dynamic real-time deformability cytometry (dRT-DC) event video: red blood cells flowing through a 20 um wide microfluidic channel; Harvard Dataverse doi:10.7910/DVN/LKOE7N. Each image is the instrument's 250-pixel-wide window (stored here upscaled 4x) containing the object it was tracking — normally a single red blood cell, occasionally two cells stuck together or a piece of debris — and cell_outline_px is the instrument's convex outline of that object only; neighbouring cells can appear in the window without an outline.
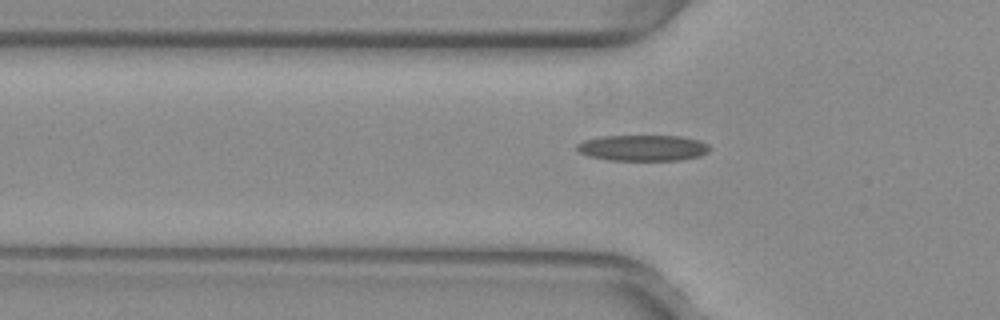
{"species": "common noctule bat (a hibernating species)", "species_latin": "Nyctalus noctula", "temperature_condition": "warm", "stored_images_in_passage": 39, "camera_frame_rate_fps": 3000, "um_per_image_px": 0.085, "animal": {"sex": "female", "body_mass_g": 29.2, "forearm_length_mm": 56.3}, "frame": {"image": 1, "passage_image": 10, "time_ms": 3.0, "image_size_px": [1000, 320], "cell_outline_px": [[708, 152], [700, 156], [680, 160], [608, 160], [588, 156], [580, 152], [576, 148], [576, 144], [584, 140], [600, 136], [680, 136], [700, 140], [708, 144]], "centroid_in_image_um": [54.63, 12.57], "position_along_channel_um": 71.2, "area_um2": 20.11}}
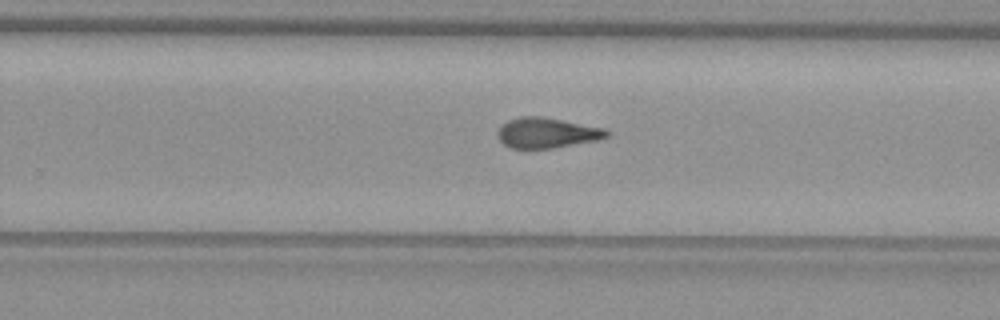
{"frame": {"image": 2, "passage_image": 26, "time_ms": 8.333, "image_size_px": [1000, 320], "cell_outline_px": [[612, 132], [608, 136], [596, 140], [552, 148], [508, 148], [500, 140], [500, 128], [508, 120], [520, 116], [544, 116], [604, 128]], "centroid_in_image_um": [46.52, 11.28], "position_along_channel_um": 283.3, "area_um2": 19.07}}
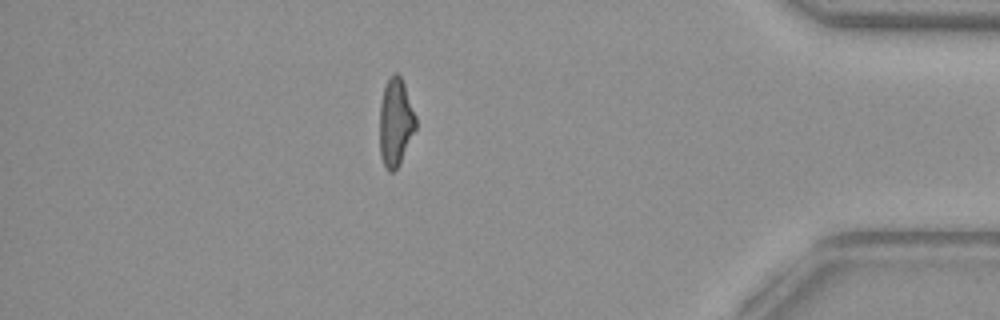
{"frame": {"image": 3, "passage_image": 38, "time_ms": 12.333, "image_size_px": [1000, 320], "cell_outline_px": [[416, 128], [400, 164], [392, 172], [388, 172], [384, 164], [380, 152], [380, 104], [384, 88], [388, 76], [392, 72], [396, 72], [400, 76], [404, 84], [416, 116]], "centroid_in_image_um": [33.62, 10.37], "position_along_channel_um": 401.6, "area_um2": 18.5}}